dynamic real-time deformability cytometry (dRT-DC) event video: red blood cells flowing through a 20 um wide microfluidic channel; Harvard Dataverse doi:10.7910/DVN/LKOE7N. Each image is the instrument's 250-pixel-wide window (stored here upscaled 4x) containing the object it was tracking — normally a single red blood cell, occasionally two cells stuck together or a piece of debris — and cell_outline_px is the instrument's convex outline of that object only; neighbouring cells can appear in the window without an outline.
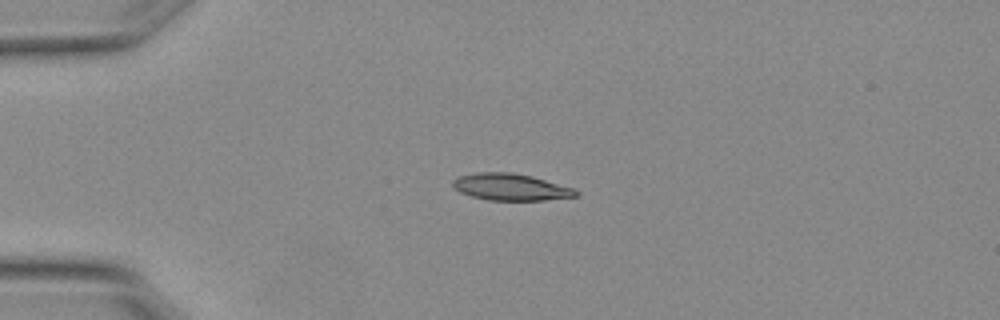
{"species": "Egyptian fruit bat (a non-hibernating species)", "species_latin": "Rousettus aegyptiacus", "temperature_condition": "warm", "stored_images_in_passage": 3, "camera_frame_rate_fps": 3000, "um_per_image_px": 0.085, "animal": {"sex": "female"}, "frame": {"image": 1, "passage_image": 1, "time_ms": 0.0, "image_size_px": [1000, 320], "cell_outline_px": [[580, 196], [544, 200], [488, 200], [472, 196], [460, 192], [452, 184], [452, 180], [460, 176], [476, 172], [512, 172], [532, 176], [572, 188], [580, 192]], "centroid_in_image_um": [43.42, 15.9], "position_along_channel_um": 41.6, "area_um2": 19.13}}
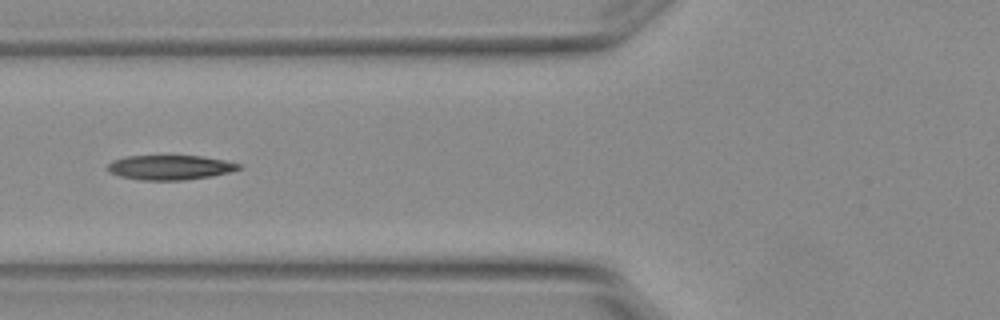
{"frame": {"image": 2, "passage_image": 3, "time_ms": 0.667, "image_size_px": [1000, 320], "cell_outline_px": [[240, 168], [228, 172], [212, 176], [184, 180], [140, 180], [120, 176], [108, 172], [108, 164], [112, 160], [128, 156], [204, 156], [224, 160], [240, 164]], "centroid_in_image_um": [14.43, 14.23], "position_along_channel_um": 111.4, "area_um2": 18.73}}